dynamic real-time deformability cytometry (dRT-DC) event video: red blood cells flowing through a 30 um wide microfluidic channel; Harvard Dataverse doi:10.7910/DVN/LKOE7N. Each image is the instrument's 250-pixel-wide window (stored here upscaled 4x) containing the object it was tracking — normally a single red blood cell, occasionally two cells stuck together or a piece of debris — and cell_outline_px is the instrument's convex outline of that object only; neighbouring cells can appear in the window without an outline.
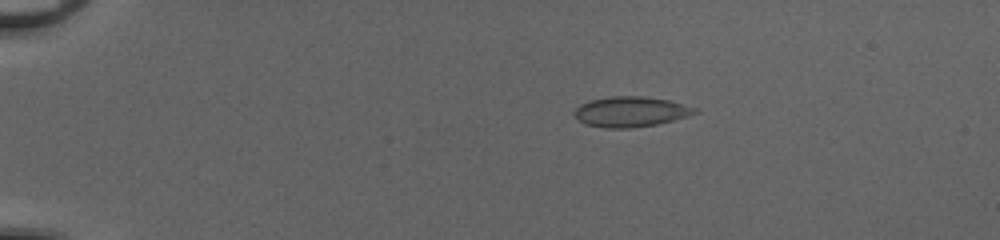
{"species": "common noctule bat (a hibernating species)", "species_latin": "Nyctalus noctula", "temperature_condition": "cold", "stored_images_in_passage": 53, "camera_frame_rate_fps": 3000, "um_per_image_px": 0.085, "animal": {"sex": "female", "body_mass_g": 20.0, "forearm_length_mm": 54.0}, "frame": {"image": 1, "passage_image": 12, "time_ms": 3.667, "image_size_px": [1000, 240], "cell_outline_px": [[700, 112], [672, 120], [656, 124], [632, 128], [604, 128], [584, 124], [572, 112], [580, 104], [592, 100], [608, 96], [640, 96], [668, 100], [696, 108]], "centroid_in_image_um": [53.58, 9.5], "position_along_channel_um": 31.4, "area_um2": 21.1}}
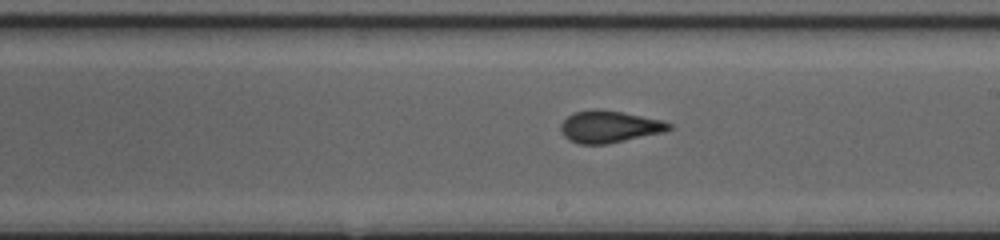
{"frame": {"image": 2, "passage_image": 33, "time_ms": 10.667, "image_size_px": [1000, 240], "cell_outline_px": [[676, 128], [664, 132], [604, 144], [580, 144], [568, 140], [560, 132], [560, 124], [572, 112], [592, 108], [596, 108], [620, 112], [664, 120], [672, 124]], "centroid_in_image_um": [51.78, 10.75], "position_along_channel_um": 237.2, "area_um2": 20.35}}
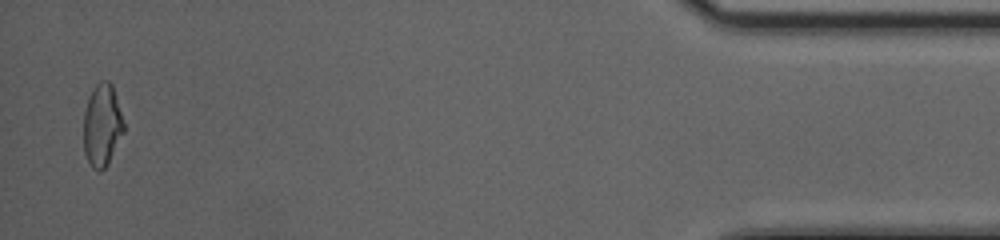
{"frame": {"image": 3, "passage_image": 52, "time_ms": 17.0, "image_size_px": [1000, 240], "cell_outline_px": [[124, 132], [108, 164], [100, 172], [92, 168], [84, 152], [84, 112], [88, 96], [92, 88], [100, 80], [108, 80], [112, 84], [124, 124]], "centroid_in_image_um": [8.67, 10.64], "position_along_channel_um": 426.5, "area_um2": 19.36}, "authors_computed_cell_mechanics": {"area_um2": 20.0566, "velocity_mm_per_s": 4.1244, "shape_relaxation_time_tau1_ms": null, "shape_relaxation_time_tau2_ms": 0.9224, "deformation_change_tau1": null, "deformation_change_tau2": 0.0671}}